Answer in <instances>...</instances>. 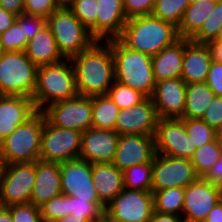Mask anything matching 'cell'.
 I'll list each match as a JSON object with an SVG mask.
<instances>
[{
	"label": "cell",
	"mask_w": 222,
	"mask_h": 222,
	"mask_svg": "<svg viewBox=\"0 0 222 222\" xmlns=\"http://www.w3.org/2000/svg\"><path fill=\"white\" fill-rule=\"evenodd\" d=\"M70 60L75 71L79 95L92 97L108 93L115 81L111 40L95 41Z\"/></svg>",
	"instance_id": "1"
},
{
	"label": "cell",
	"mask_w": 222,
	"mask_h": 222,
	"mask_svg": "<svg viewBox=\"0 0 222 222\" xmlns=\"http://www.w3.org/2000/svg\"><path fill=\"white\" fill-rule=\"evenodd\" d=\"M125 47L151 56L180 39L177 27L152 15L127 20L117 38Z\"/></svg>",
	"instance_id": "2"
},
{
	"label": "cell",
	"mask_w": 222,
	"mask_h": 222,
	"mask_svg": "<svg viewBox=\"0 0 222 222\" xmlns=\"http://www.w3.org/2000/svg\"><path fill=\"white\" fill-rule=\"evenodd\" d=\"M78 95L75 71L70 59L38 67L32 96L37 111H43L53 103Z\"/></svg>",
	"instance_id": "3"
},
{
	"label": "cell",
	"mask_w": 222,
	"mask_h": 222,
	"mask_svg": "<svg viewBox=\"0 0 222 222\" xmlns=\"http://www.w3.org/2000/svg\"><path fill=\"white\" fill-rule=\"evenodd\" d=\"M115 81L151 97L155 88L152 56L125 47L118 39H111Z\"/></svg>",
	"instance_id": "4"
},
{
	"label": "cell",
	"mask_w": 222,
	"mask_h": 222,
	"mask_svg": "<svg viewBox=\"0 0 222 222\" xmlns=\"http://www.w3.org/2000/svg\"><path fill=\"white\" fill-rule=\"evenodd\" d=\"M44 113L37 111L0 143L2 165L40 160Z\"/></svg>",
	"instance_id": "5"
},
{
	"label": "cell",
	"mask_w": 222,
	"mask_h": 222,
	"mask_svg": "<svg viewBox=\"0 0 222 222\" xmlns=\"http://www.w3.org/2000/svg\"><path fill=\"white\" fill-rule=\"evenodd\" d=\"M46 25L65 59L81 53L96 41L70 8H58L46 19Z\"/></svg>",
	"instance_id": "6"
},
{
	"label": "cell",
	"mask_w": 222,
	"mask_h": 222,
	"mask_svg": "<svg viewBox=\"0 0 222 222\" xmlns=\"http://www.w3.org/2000/svg\"><path fill=\"white\" fill-rule=\"evenodd\" d=\"M37 69L24 51L4 52L0 60V94L32 98Z\"/></svg>",
	"instance_id": "7"
},
{
	"label": "cell",
	"mask_w": 222,
	"mask_h": 222,
	"mask_svg": "<svg viewBox=\"0 0 222 222\" xmlns=\"http://www.w3.org/2000/svg\"><path fill=\"white\" fill-rule=\"evenodd\" d=\"M36 162L2 165L0 170V206L28 204L33 192Z\"/></svg>",
	"instance_id": "8"
},
{
	"label": "cell",
	"mask_w": 222,
	"mask_h": 222,
	"mask_svg": "<svg viewBox=\"0 0 222 222\" xmlns=\"http://www.w3.org/2000/svg\"><path fill=\"white\" fill-rule=\"evenodd\" d=\"M82 132L52 125L44 115L40 160L65 162L79 159Z\"/></svg>",
	"instance_id": "9"
},
{
	"label": "cell",
	"mask_w": 222,
	"mask_h": 222,
	"mask_svg": "<svg viewBox=\"0 0 222 222\" xmlns=\"http://www.w3.org/2000/svg\"><path fill=\"white\" fill-rule=\"evenodd\" d=\"M153 212L152 192L124 188L106 205L104 215L113 222H150Z\"/></svg>",
	"instance_id": "10"
},
{
	"label": "cell",
	"mask_w": 222,
	"mask_h": 222,
	"mask_svg": "<svg viewBox=\"0 0 222 222\" xmlns=\"http://www.w3.org/2000/svg\"><path fill=\"white\" fill-rule=\"evenodd\" d=\"M42 112L52 125L59 128L85 132L92 127V97L78 95L53 103Z\"/></svg>",
	"instance_id": "11"
},
{
	"label": "cell",
	"mask_w": 222,
	"mask_h": 222,
	"mask_svg": "<svg viewBox=\"0 0 222 222\" xmlns=\"http://www.w3.org/2000/svg\"><path fill=\"white\" fill-rule=\"evenodd\" d=\"M198 178L190 159L156 153L152 163V191L185 188Z\"/></svg>",
	"instance_id": "12"
},
{
	"label": "cell",
	"mask_w": 222,
	"mask_h": 222,
	"mask_svg": "<svg viewBox=\"0 0 222 222\" xmlns=\"http://www.w3.org/2000/svg\"><path fill=\"white\" fill-rule=\"evenodd\" d=\"M156 153L191 159L196 150L181 118L159 119L155 133Z\"/></svg>",
	"instance_id": "13"
},
{
	"label": "cell",
	"mask_w": 222,
	"mask_h": 222,
	"mask_svg": "<svg viewBox=\"0 0 222 222\" xmlns=\"http://www.w3.org/2000/svg\"><path fill=\"white\" fill-rule=\"evenodd\" d=\"M222 200V187L199 177L185 187L182 217L185 222H204L210 210Z\"/></svg>",
	"instance_id": "14"
},
{
	"label": "cell",
	"mask_w": 222,
	"mask_h": 222,
	"mask_svg": "<svg viewBox=\"0 0 222 222\" xmlns=\"http://www.w3.org/2000/svg\"><path fill=\"white\" fill-rule=\"evenodd\" d=\"M61 191L67 196L101 202L92 180V164L81 159L60 163Z\"/></svg>",
	"instance_id": "15"
},
{
	"label": "cell",
	"mask_w": 222,
	"mask_h": 222,
	"mask_svg": "<svg viewBox=\"0 0 222 222\" xmlns=\"http://www.w3.org/2000/svg\"><path fill=\"white\" fill-rule=\"evenodd\" d=\"M159 117L151 97L139 104L120 110L115 131L119 135L155 136Z\"/></svg>",
	"instance_id": "16"
},
{
	"label": "cell",
	"mask_w": 222,
	"mask_h": 222,
	"mask_svg": "<svg viewBox=\"0 0 222 222\" xmlns=\"http://www.w3.org/2000/svg\"><path fill=\"white\" fill-rule=\"evenodd\" d=\"M155 155V136L120 135L112 164L124 171L134 165L153 163Z\"/></svg>",
	"instance_id": "17"
},
{
	"label": "cell",
	"mask_w": 222,
	"mask_h": 222,
	"mask_svg": "<svg viewBox=\"0 0 222 222\" xmlns=\"http://www.w3.org/2000/svg\"><path fill=\"white\" fill-rule=\"evenodd\" d=\"M186 85L181 78L156 82L151 99L159 119L183 118Z\"/></svg>",
	"instance_id": "18"
},
{
	"label": "cell",
	"mask_w": 222,
	"mask_h": 222,
	"mask_svg": "<svg viewBox=\"0 0 222 222\" xmlns=\"http://www.w3.org/2000/svg\"><path fill=\"white\" fill-rule=\"evenodd\" d=\"M120 135L115 130L91 127L82 132L79 159L95 163H112Z\"/></svg>",
	"instance_id": "19"
},
{
	"label": "cell",
	"mask_w": 222,
	"mask_h": 222,
	"mask_svg": "<svg viewBox=\"0 0 222 222\" xmlns=\"http://www.w3.org/2000/svg\"><path fill=\"white\" fill-rule=\"evenodd\" d=\"M213 60L209 44H199L184 39V56L180 78L186 83L206 82Z\"/></svg>",
	"instance_id": "20"
},
{
	"label": "cell",
	"mask_w": 222,
	"mask_h": 222,
	"mask_svg": "<svg viewBox=\"0 0 222 222\" xmlns=\"http://www.w3.org/2000/svg\"><path fill=\"white\" fill-rule=\"evenodd\" d=\"M36 112L37 109L31 97L2 96L0 98V143Z\"/></svg>",
	"instance_id": "21"
},
{
	"label": "cell",
	"mask_w": 222,
	"mask_h": 222,
	"mask_svg": "<svg viewBox=\"0 0 222 222\" xmlns=\"http://www.w3.org/2000/svg\"><path fill=\"white\" fill-rule=\"evenodd\" d=\"M127 20L123 0H97L96 41L117 39Z\"/></svg>",
	"instance_id": "22"
},
{
	"label": "cell",
	"mask_w": 222,
	"mask_h": 222,
	"mask_svg": "<svg viewBox=\"0 0 222 222\" xmlns=\"http://www.w3.org/2000/svg\"><path fill=\"white\" fill-rule=\"evenodd\" d=\"M60 163L36 161V173L30 203L41 207L51 198L61 195Z\"/></svg>",
	"instance_id": "23"
},
{
	"label": "cell",
	"mask_w": 222,
	"mask_h": 222,
	"mask_svg": "<svg viewBox=\"0 0 222 222\" xmlns=\"http://www.w3.org/2000/svg\"><path fill=\"white\" fill-rule=\"evenodd\" d=\"M92 180L99 200L106 206L123 189V172L112 163L92 164Z\"/></svg>",
	"instance_id": "24"
},
{
	"label": "cell",
	"mask_w": 222,
	"mask_h": 222,
	"mask_svg": "<svg viewBox=\"0 0 222 222\" xmlns=\"http://www.w3.org/2000/svg\"><path fill=\"white\" fill-rule=\"evenodd\" d=\"M184 56V38L152 56L153 75L156 82L180 78Z\"/></svg>",
	"instance_id": "25"
},
{
	"label": "cell",
	"mask_w": 222,
	"mask_h": 222,
	"mask_svg": "<svg viewBox=\"0 0 222 222\" xmlns=\"http://www.w3.org/2000/svg\"><path fill=\"white\" fill-rule=\"evenodd\" d=\"M24 52L37 67L59 63L65 59L47 25L27 43Z\"/></svg>",
	"instance_id": "26"
},
{
	"label": "cell",
	"mask_w": 222,
	"mask_h": 222,
	"mask_svg": "<svg viewBox=\"0 0 222 222\" xmlns=\"http://www.w3.org/2000/svg\"><path fill=\"white\" fill-rule=\"evenodd\" d=\"M217 0L191 2L186 8L180 25L177 28L180 38L191 39L202 27L212 13Z\"/></svg>",
	"instance_id": "27"
},
{
	"label": "cell",
	"mask_w": 222,
	"mask_h": 222,
	"mask_svg": "<svg viewBox=\"0 0 222 222\" xmlns=\"http://www.w3.org/2000/svg\"><path fill=\"white\" fill-rule=\"evenodd\" d=\"M214 97L206 82L187 84L183 118L201 119Z\"/></svg>",
	"instance_id": "28"
},
{
	"label": "cell",
	"mask_w": 222,
	"mask_h": 222,
	"mask_svg": "<svg viewBox=\"0 0 222 222\" xmlns=\"http://www.w3.org/2000/svg\"><path fill=\"white\" fill-rule=\"evenodd\" d=\"M119 112L120 108L108 94L92 96V127L115 130V122Z\"/></svg>",
	"instance_id": "29"
},
{
	"label": "cell",
	"mask_w": 222,
	"mask_h": 222,
	"mask_svg": "<svg viewBox=\"0 0 222 222\" xmlns=\"http://www.w3.org/2000/svg\"><path fill=\"white\" fill-rule=\"evenodd\" d=\"M154 212L182 216L185 188L152 191Z\"/></svg>",
	"instance_id": "30"
},
{
	"label": "cell",
	"mask_w": 222,
	"mask_h": 222,
	"mask_svg": "<svg viewBox=\"0 0 222 222\" xmlns=\"http://www.w3.org/2000/svg\"><path fill=\"white\" fill-rule=\"evenodd\" d=\"M122 172L124 188L152 192V163L134 165Z\"/></svg>",
	"instance_id": "31"
},
{
	"label": "cell",
	"mask_w": 222,
	"mask_h": 222,
	"mask_svg": "<svg viewBox=\"0 0 222 222\" xmlns=\"http://www.w3.org/2000/svg\"><path fill=\"white\" fill-rule=\"evenodd\" d=\"M190 3V0H156L151 15L178 28Z\"/></svg>",
	"instance_id": "32"
},
{
	"label": "cell",
	"mask_w": 222,
	"mask_h": 222,
	"mask_svg": "<svg viewBox=\"0 0 222 222\" xmlns=\"http://www.w3.org/2000/svg\"><path fill=\"white\" fill-rule=\"evenodd\" d=\"M221 156L222 145L214 140L197 148L190 160L194 165L196 174L203 177Z\"/></svg>",
	"instance_id": "33"
},
{
	"label": "cell",
	"mask_w": 222,
	"mask_h": 222,
	"mask_svg": "<svg viewBox=\"0 0 222 222\" xmlns=\"http://www.w3.org/2000/svg\"><path fill=\"white\" fill-rule=\"evenodd\" d=\"M221 25L222 0H217L212 13L203 23L200 30L190 40L199 44H210L217 39V34Z\"/></svg>",
	"instance_id": "34"
},
{
	"label": "cell",
	"mask_w": 222,
	"mask_h": 222,
	"mask_svg": "<svg viewBox=\"0 0 222 222\" xmlns=\"http://www.w3.org/2000/svg\"><path fill=\"white\" fill-rule=\"evenodd\" d=\"M28 41L23 32V13L15 23L0 34V45L4 52L25 51Z\"/></svg>",
	"instance_id": "35"
},
{
	"label": "cell",
	"mask_w": 222,
	"mask_h": 222,
	"mask_svg": "<svg viewBox=\"0 0 222 222\" xmlns=\"http://www.w3.org/2000/svg\"><path fill=\"white\" fill-rule=\"evenodd\" d=\"M184 121V127L189 137L193 141V146L202 147L206 143L216 140L215 129L211 128L202 119L181 118Z\"/></svg>",
	"instance_id": "36"
},
{
	"label": "cell",
	"mask_w": 222,
	"mask_h": 222,
	"mask_svg": "<svg viewBox=\"0 0 222 222\" xmlns=\"http://www.w3.org/2000/svg\"><path fill=\"white\" fill-rule=\"evenodd\" d=\"M105 205L102 202H89L70 196V215L76 218H87L96 222L104 216Z\"/></svg>",
	"instance_id": "37"
},
{
	"label": "cell",
	"mask_w": 222,
	"mask_h": 222,
	"mask_svg": "<svg viewBox=\"0 0 222 222\" xmlns=\"http://www.w3.org/2000/svg\"><path fill=\"white\" fill-rule=\"evenodd\" d=\"M107 94L120 110L137 105L146 98L140 92L116 81L109 88Z\"/></svg>",
	"instance_id": "38"
},
{
	"label": "cell",
	"mask_w": 222,
	"mask_h": 222,
	"mask_svg": "<svg viewBox=\"0 0 222 222\" xmlns=\"http://www.w3.org/2000/svg\"><path fill=\"white\" fill-rule=\"evenodd\" d=\"M70 9L96 40L97 0H75Z\"/></svg>",
	"instance_id": "39"
},
{
	"label": "cell",
	"mask_w": 222,
	"mask_h": 222,
	"mask_svg": "<svg viewBox=\"0 0 222 222\" xmlns=\"http://www.w3.org/2000/svg\"><path fill=\"white\" fill-rule=\"evenodd\" d=\"M42 220L56 222L70 215V196L61 194L40 207Z\"/></svg>",
	"instance_id": "40"
},
{
	"label": "cell",
	"mask_w": 222,
	"mask_h": 222,
	"mask_svg": "<svg viewBox=\"0 0 222 222\" xmlns=\"http://www.w3.org/2000/svg\"><path fill=\"white\" fill-rule=\"evenodd\" d=\"M11 214L12 222H41V209L32 203L6 207Z\"/></svg>",
	"instance_id": "41"
},
{
	"label": "cell",
	"mask_w": 222,
	"mask_h": 222,
	"mask_svg": "<svg viewBox=\"0 0 222 222\" xmlns=\"http://www.w3.org/2000/svg\"><path fill=\"white\" fill-rule=\"evenodd\" d=\"M57 9L54 0H25L23 13L47 19Z\"/></svg>",
	"instance_id": "42"
},
{
	"label": "cell",
	"mask_w": 222,
	"mask_h": 222,
	"mask_svg": "<svg viewBox=\"0 0 222 222\" xmlns=\"http://www.w3.org/2000/svg\"><path fill=\"white\" fill-rule=\"evenodd\" d=\"M156 0H123L127 19L151 15Z\"/></svg>",
	"instance_id": "43"
},
{
	"label": "cell",
	"mask_w": 222,
	"mask_h": 222,
	"mask_svg": "<svg viewBox=\"0 0 222 222\" xmlns=\"http://www.w3.org/2000/svg\"><path fill=\"white\" fill-rule=\"evenodd\" d=\"M215 129L222 122V96H215L201 118Z\"/></svg>",
	"instance_id": "44"
},
{
	"label": "cell",
	"mask_w": 222,
	"mask_h": 222,
	"mask_svg": "<svg viewBox=\"0 0 222 222\" xmlns=\"http://www.w3.org/2000/svg\"><path fill=\"white\" fill-rule=\"evenodd\" d=\"M46 26V19L41 16L23 13V32L29 42L41 29Z\"/></svg>",
	"instance_id": "45"
},
{
	"label": "cell",
	"mask_w": 222,
	"mask_h": 222,
	"mask_svg": "<svg viewBox=\"0 0 222 222\" xmlns=\"http://www.w3.org/2000/svg\"><path fill=\"white\" fill-rule=\"evenodd\" d=\"M206 83L214 92L215 96H222V63L212 60Z\"/></svg>",
	"instance_id": "46"
},
{
	"label": "cell",
	"mask_w": 222,
	"mask_h": 222,
	"mask_svg": "<svg viewBox=\"0 0 222 222\" xmlns=\"http://www.w3.org/2000/svg\"><path fill=\"white\" fill-rule=\"evenodd\" d=\"M202 178L205 181L222 187V156L216 161V163L206 172V174Z\"/></svg>",
	"instance_id": "47"
},
{
	"label": "cell",
	"mask_w": 222,
	"mask_h": 222,
	"mask_svg": "<svg viewBox=\"0 0 222 222\" xmlns=\"http://www.w3.org/2000/svg\"><path fill=\"white\" fill-rule=\"evenodd\" d=\"M25 0H0V7L19 16L24 12Z\"/></svg>",
	"instance_id": "48"
},
{
	"label": "cell",
	"mask_w": 222,
	"mask_h": 222,
	"mask_svg": "<svg viewBox=\"0 0 222 222\" xmlns=\"http://www.w3.org/2000/svg\"><path fill=\"white\" fill-rule=\"evenodd\" d=\"M17 19V15L0 7V34L11 27Z\"/></svg>",
	"instance_id": "49"
},
{
	"label": "cell",
	"mask_w": 222,
	"mask_h": 222,
	"mask_svg": "<svg viewBox=\"0 0 222 222\" xmlns=\"http://www.w3.org/2000/svg\"><path fill=\"white\" fill-rule=\"evenodd\" d=\"M150 222H185L182 216L153 212Z\"/></svg>",
	"instance_id": "50"
},
{
	"label": "cell",
	"mask_w": 222,
	"mask_h": 222,
	"mask_svg": "<svg viewBox=\"0 0 222 222\" xmlns=\"http://www.w3.org/2000/svg\"><path fill=\"white\" fill-rule=\"evenodd\" d=\"M204 222H222V200L210 210Z\"/></svg>",
	"instance_id": "51"
},
{
	"label": "cell",
	"mask_w": 222,
	"mask_h": 222,
	"mask_svg": "<svg viewBox=\"0 0 222 222\" xmlns=\"http://www.w3.org/2000/svg\"><path fill=\"white\" fill-rule=\"evenodd\" d=\"M209 46L212 50L213 59L222 63V40H214Z\"/></svg>",
	"instance_id": "52"
},
{
	"label": "cell",
	"mask_w": 222,
	"mask_h": 222,
	"mask_svg": "<svg viewBox=\"0 0 222 222\" xmlns=\"http://www.w3.org/2000/svg\"><path fill=\"white\" fill-rule=\"evenodd\" d=\"M0 222H12L10 211L6 207L0 206Z\"/></svg>",
	"instance_id": "53"
},
{
	"label": "cell",
	"mask_w": 222,
	"mask_h": 222,
	"mask_svg": "<svg viewBox=\"0 0 222 222\" xmlns=\"http://www.w3.org/2000/svg\"><path fill=\"white\" fill-rule=\"evenodd\" d=\"M56 222H90L87 218H76L75 216L69 215L68 217H63Z\"/></svg>",
	"instance_id": "54"
},
{
	"label": "cell",
	"mask_w": 222,
	"mask_h": 222,
	"mask_svg": "<svg viewBox=\"0 0 222 222\" xmlns=\"http://www.w3.org/2000/svg\"><path fill=\"white\" fill-rule=\"evenodd\" d=\"M58 8H70L75 0H54Z\"/></svg>",
	"instance_id": "55"
},
{
	"label": "cell",
	"mask_w": 222,
	"mask_h": 222,
	"mask_svg": "<svg viewBox=\"0 0 222 222\" xmlns=\"http://www.w3.org/2000/svg\"><path fill=\"white\" fill-rule=\"evenodd\" d=\"M215 138L222 145V122L215 128Z\"/></svg>",
	"instance_id": "56"
},
{
	"label": "cell",
	"mask_w": 222,
	"mask_h": 222,
	"mask_svg": "<svg viewBox=\"0 0 222 222\" xmlns=\"http://www.w3.org/2000/svg\"><path fill=\"white\" fill-rule=\"evenodd\" d=\"M96 222H113V221H111L110 219H108V218L104 215L101 219H99V220L96 221Z\"/></svg>",
	"instance_id": "57"
},
{
	"label": "cell",
	"mask_w": 222,
	"mask_h": 222,
	"mask_svg": "<svg viewBox=\"0 0 222 222\" xmlns=\"http://www.w3.org/2000/svg\"><path fill=\"white\" fill-rule=\"evenodd\" d=\"M216 40H222V25L221 27L219 28V32L217 34V39Z\"/></svg>",
	"instance_id": "58"
},
{
	"label": "cell",
	"mask_w": 222,
	"mask_h": 222,
	"mask_svg": "<svg viewBox=\"0 0 222 222\" xmlns=\"http://www.w3.org/2000/svg\"><path fill=\"white\" fill-rule=\"evenodd\" d=\"M3 53H4V51H3V49H2V47H1V45H0V60H1V58H2Z\"/></svg>",
	"instance_id": "59"
},
{
	"label": "cell",
	"mask_w": 222,
	"mask_h": 222,
	"mask_svg": "<svg viewBox=\"0 0 222 222\" xmlns=\"http://www.w3.org/2000/svg\"><path fill=\"white\" fill-rule=\"evenodd\" d=\"M191 2H201L202 0H190Z\"/></svg>",
	"instance_id": "60"
}]
</instances>
